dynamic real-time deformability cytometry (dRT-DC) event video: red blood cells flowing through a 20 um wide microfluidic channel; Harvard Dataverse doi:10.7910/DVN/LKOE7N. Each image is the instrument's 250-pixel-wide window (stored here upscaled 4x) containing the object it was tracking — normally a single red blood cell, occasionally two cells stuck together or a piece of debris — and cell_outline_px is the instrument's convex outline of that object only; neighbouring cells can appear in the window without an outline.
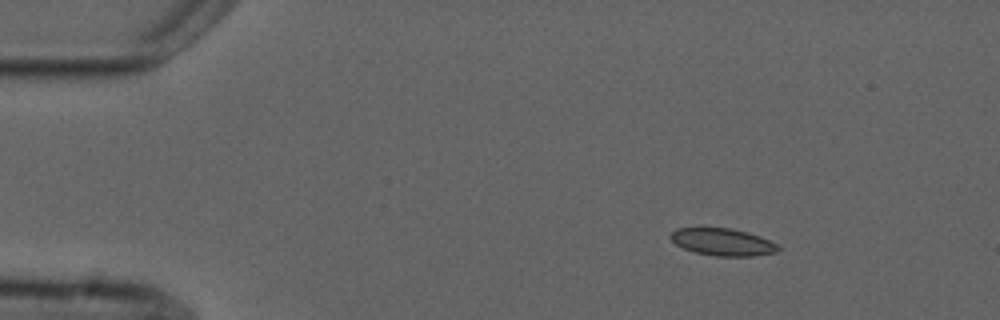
{"species": "common noctule bat (a hibernating species)", "species_latin": "Nyctalus noctula", "temperature_condition": "cold", "stored_images_in_passage": 3, "camera_frame_rate_fps": 3000, "um_per_image_px": 0.085, "animal": {"sex": "male", "forearm_length_mm": 52.5}, "frame": {"image": 1, "passage_image": 1, "time_ms": 0.0, "image_size_px": [1000, 320], "cell_outline_px": [[780, 248], [776, 252], [752, 256], [716, 256], [696, 252], [684, 248], [676, 244], [668, 236], [676, 228], [700, 224], [732, 228], [748, 232], [760, 236], [780, 244]], "centroid_in_image_um": [61.38, 20.5], "position_along_channel_um": 23.6, "area_um2": 17.92}}